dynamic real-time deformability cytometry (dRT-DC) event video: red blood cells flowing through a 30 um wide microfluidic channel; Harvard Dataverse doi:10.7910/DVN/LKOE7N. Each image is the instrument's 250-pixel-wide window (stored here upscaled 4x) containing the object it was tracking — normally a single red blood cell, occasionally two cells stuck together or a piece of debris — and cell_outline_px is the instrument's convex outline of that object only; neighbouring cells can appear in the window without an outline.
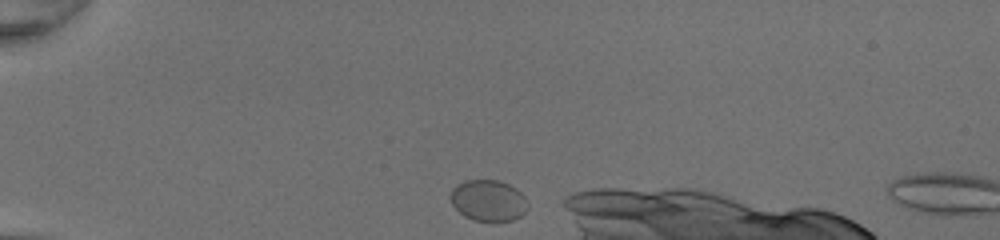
{"species": "common noctule bat (a hibernating species)", "species_latin": "Nyctalus noctula", "temperature_condition": "room temperature", "stored_images_in_passage": 32, "camera_frame_rate_fps": 3000, "um_per_image_px": 0.085, "animal": {"sex": "female", "body_mass_g": 20.0, "forearm_length_mm": 54.0}, "frame": {"image": 1, "passage_image": 1, "time_ms": 0.0, "image_size_px": [1000, 240], "cell_outline_px": [[528, 208], [520, 216], [512, 220], [472, 220], [464, 216], [452, 204], [448, 196], [452, 188], [456, 184], [464, 180], [500, 180], [516, 188], [524, 196], [528, 204]], "centroid_in_image_um": [41.47, 17.02], "position_along_channel_um": 43.5, "area_um2": 18.61}}
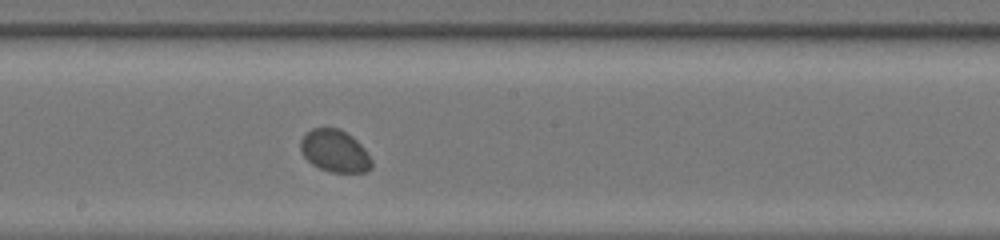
{"frame": {"image": 2, "passage_image": 17, "time_ms": 5.333, "image_size_px": [1000, 240], "cell_outline_px": [[372, 168], [368, 172], [328, 172], [312, 164], [304, 156], [300, 148], [300, 140], [312, 128], [340, 128], [352, 136], [364, 148], [372, 160]], "centroid_in_image_um": [28.47, 12.84], "position_along_channel_um": 219.7, "area_um2": 17.51}}
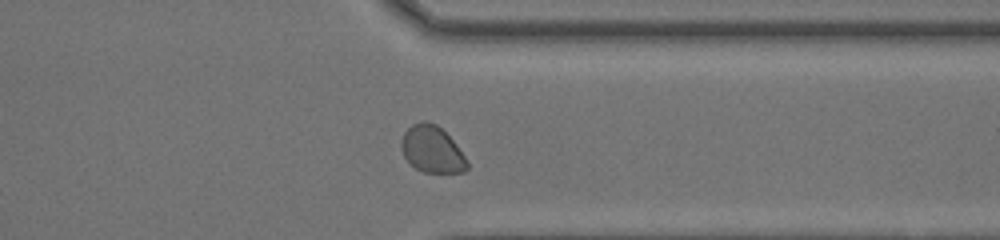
{"frame": {"image": 3, "passage_image": 28, "time_ms": 9.0, "image_size_px": [1000, 240], "cell_outline_px": [[468, 168], [464, 172], [424, 172], [416, 168], [404, 156], [400, 144], [404, 132], [412, 124], [424, 120], [436, 124], [456, 144], [468, 160]], "centroid_in_image_um": [36.73, 12.69], "position_along_channel_um": 374.7, "area_um2": 17.74}}